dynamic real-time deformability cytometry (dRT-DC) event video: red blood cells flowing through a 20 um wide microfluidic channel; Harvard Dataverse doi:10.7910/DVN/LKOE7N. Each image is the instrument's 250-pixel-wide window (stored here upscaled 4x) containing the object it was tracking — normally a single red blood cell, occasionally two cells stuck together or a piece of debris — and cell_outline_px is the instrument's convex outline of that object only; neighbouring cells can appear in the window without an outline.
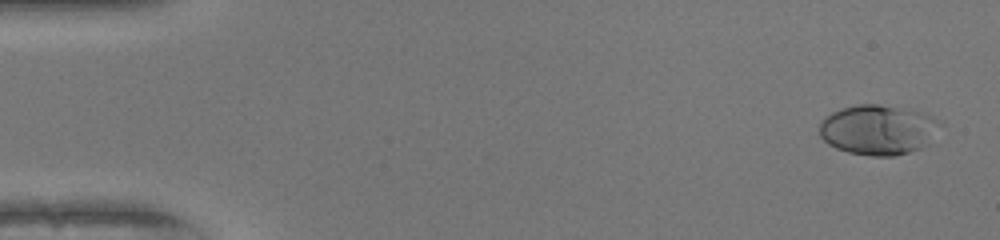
{"species": "human", "species_latin": "Homo sapiens", "temperature_condition": "warm", "stored_images_in_passage": 52, "camera_frame_rate_fps": 3000, "um_per_image_px": 0.085, "donor": {"sex": "female"}, "frame": {"image": 1, "passage_image": 3, "time_ms": 0.667, "image_size_px": [1000, 240], "cell_outline_px": [[928, 116], [920, 148], [908, 152], [892, 156], [872, 156], [848, 152], [836, 148], [828, 144], [820, 136], [820, 124], [832, 112], [840, 108], [856, 104], [880, 104], [912, 108]], "centroid_in_image_um": [74.34, 11.01], "position_along_channel_um": 10.7, "area_um2": 32.89}}
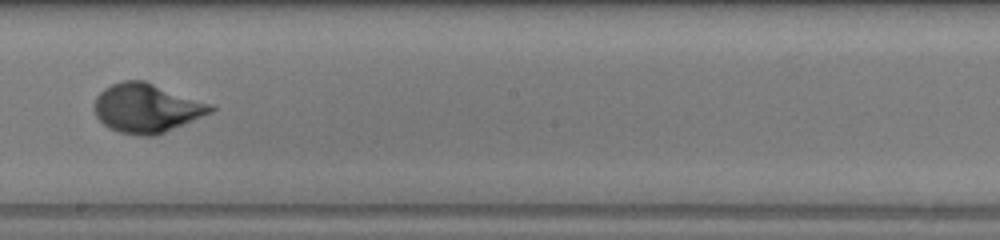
{"frame": {"image": 2, "passage_image": 30, "time_ms": 9.667, "image_size_px": [1000, 240], "cell_outline_px": [[216, 108], [212, 112], [156, 136], [140, 136], [120, 132], [108, 128], [96, 116], [96, 96], [104, 88], [112, 84], [124, 80], [144, 80], [212, 104]], "centroid_in_image_um": [12.48, 9.19], "position_along_channel_um": 235.7, "area_um2": 33.06}}
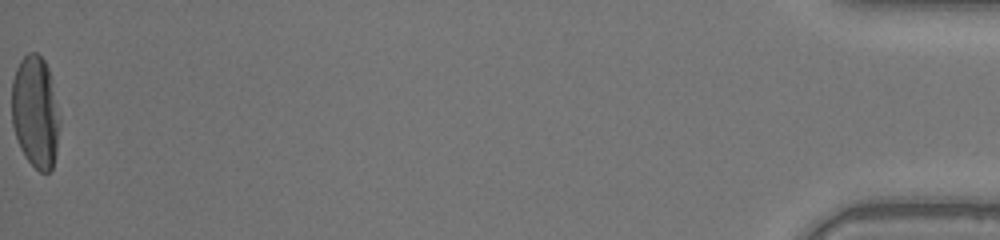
{"frame": {"image": 3, "passage_image": 52, "time_ms": 17.0, "image_size_px": [1000, 240], "cell_outline_px": [[60, 120], [56, 152], [52, 168], [48, 172], [40, 172], [28, 160], [20, 148], [12, 124], [12, 80], [16, 68], [20, 60], [28, 52], [36, 52], [44, 60], [48, 68]], "centroid_in_image_um": [2.99, 9.51], "position_along_channel_um": 432.2, "area_um2": 31.1}, "authors_computed_cell_mechanics": {"area_um2": 30.8363, "velocity_mm_per_s": 4.1068, "shape_relaxation_time_tau1_ms": 3.2668, "shape_relaxation_time_tau2_ms": null, "deformation_change_tau1": 0.1962, "deformation_change_tau2": null}}